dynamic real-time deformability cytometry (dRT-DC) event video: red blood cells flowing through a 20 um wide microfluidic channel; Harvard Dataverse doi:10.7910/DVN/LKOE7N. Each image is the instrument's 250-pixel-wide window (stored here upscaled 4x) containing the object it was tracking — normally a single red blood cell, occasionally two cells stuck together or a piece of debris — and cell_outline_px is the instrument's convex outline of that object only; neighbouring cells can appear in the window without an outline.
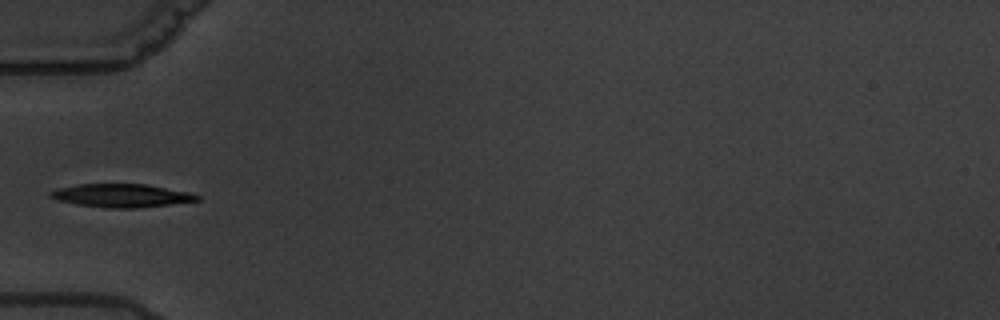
{"species": "common noctule bat (a hibernating species)", "species_latin": "Nyctalus noctula", "temperature_condition": "warm", "stored_images_in_passage": 14, "camera_frame_rate_fps": 3000, "um_per_image_px": 0.085, "animal": {"sex": "male", "body_mass_g": 19.5, "forearm_length_mm": 54.6}, "frame": {"image": 1, "passage_image": 7, "time_ms": 7.0, "image_size_px": [1000, 320], "cell_outline_px": [[200, 200], [140, 208], [108, 208], [76, 204], [56, 200], [48, 196], [48, 192], [60, 188], [76, 184], [148, 184], [192, 192], [200, 196]], "centroid_in_image_um": [10.35, 16.62], "position_along_channel_um": 74.7, "area_um2": 20.11}}
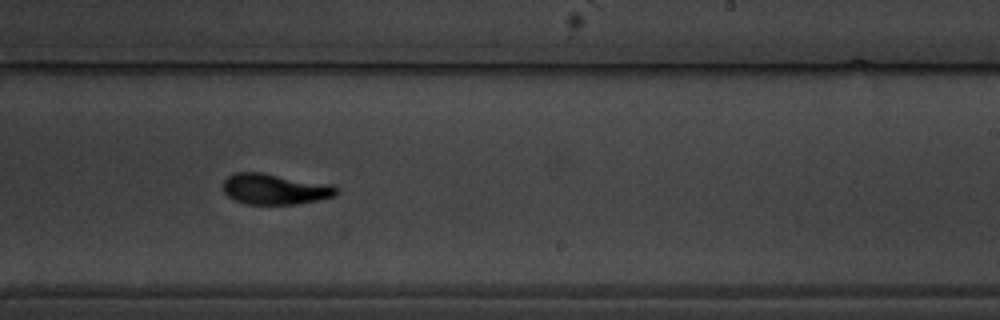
{"frame": {"image": 2, "passage_image": 12, "time_ms": 12.667, "image_size_px": [1000, 320], "cell_outline_px": [[340, 192], [336, 196], [296, 204], [244, 204], [228, 196], [224, 192], [224, 180], [232, 172], [260, 172], [332, 184]], "centroid_in_image_um": [23.37, 16.06], "position_along_channel_um": 265.6, "area_um2": 20.35}}